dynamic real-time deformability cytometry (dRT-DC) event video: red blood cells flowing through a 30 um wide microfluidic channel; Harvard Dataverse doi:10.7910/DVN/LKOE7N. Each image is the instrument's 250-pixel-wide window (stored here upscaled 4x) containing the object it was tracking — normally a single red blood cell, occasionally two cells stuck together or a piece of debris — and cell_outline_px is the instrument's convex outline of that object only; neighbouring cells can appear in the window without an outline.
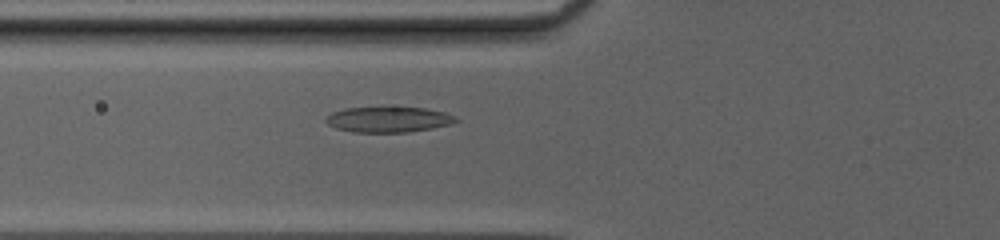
{"species": "common noctule bat (a hibernating species)", "species_latin": "Nyctalus noctula", "temperature_condition": "cold", "stored_images_in_passage": 44, "camera_frame_rate_fps": 3000, "um_per_image_px": 0.085, "animal": {"sex": "female", "body_mass_g": 20.0, "forearm_length_mm": 54.0}, "frame": {"image": 1, "passage_image": 14, "time_ms": 4.333, "image_size_px": [1000, 240], "cell_outline_px": [[460, 120], [452, 124], [432, 128], [408, 132], [352, 132], [336, 128], [328, 124], [324, 120], [332, 112], [344, 108], [384, 104], [424, 108], [444, 112]], "centroid_in_image_um": [32.98, 10.1], "position_along_channel_um": 92.8, "area_um2": 20.23}}
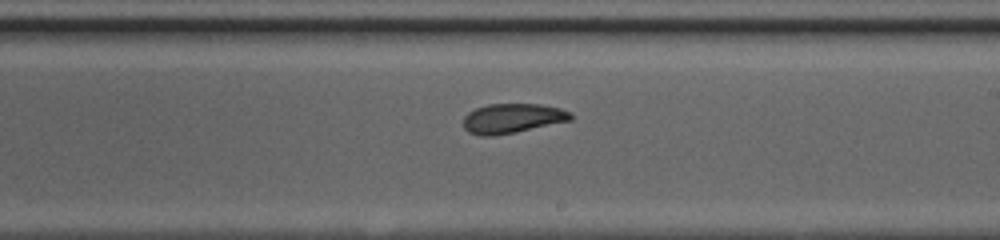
{"frame": {"image": 2, "passage_image": 25, "time_ms": 8.0, "image_size_px": [1000, 240], "cell_outline_px": [[572, 120], [516, 132], [492, 136], [480, 136], [468, 132], [464, 128], [464, 116], [468, 112], [476, 108], [488, 104], [540, 104], [560, 108], [572, 112]], "centroid_in_image_um": [43.55, 10.06], "position_along_channel_um": 245.5, "area_um2": 18.61}}
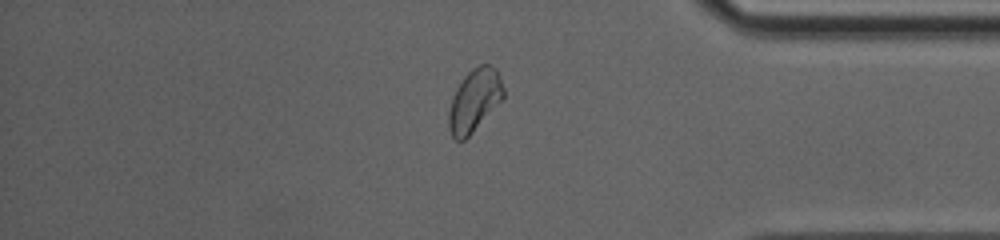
{"frame": {"image": 3, "passage_image": 37, "time_ms": 12.0, "image_size_px": [1000, 240], "cell_outline_px": [[504, 96], [472, 132], [464, 140], [456, 140], [452, 136], [448, 128], [448, 112], [452, 96], [456, 88], [464, 76], [472, 68], [480, 64], [488, 64], [496, 68], [500, 76], [504, 88]], "centroid_in_image_um": [40.3, 8.5], "position_along_channel_um": 394.9, "area_um2": 19.77}, "authors_computed_cell_mechanics": {"area_um2": 19.652, "velocity_mm_per_s": 4.1527, "shape_relaxation_time_tau1_ms": 6.0257, "shape_relaxation_time_tau2_ms": 2.5968, "deformation_change_tau1": 0.1372, "deformation_change_tau2": 0.0756}}